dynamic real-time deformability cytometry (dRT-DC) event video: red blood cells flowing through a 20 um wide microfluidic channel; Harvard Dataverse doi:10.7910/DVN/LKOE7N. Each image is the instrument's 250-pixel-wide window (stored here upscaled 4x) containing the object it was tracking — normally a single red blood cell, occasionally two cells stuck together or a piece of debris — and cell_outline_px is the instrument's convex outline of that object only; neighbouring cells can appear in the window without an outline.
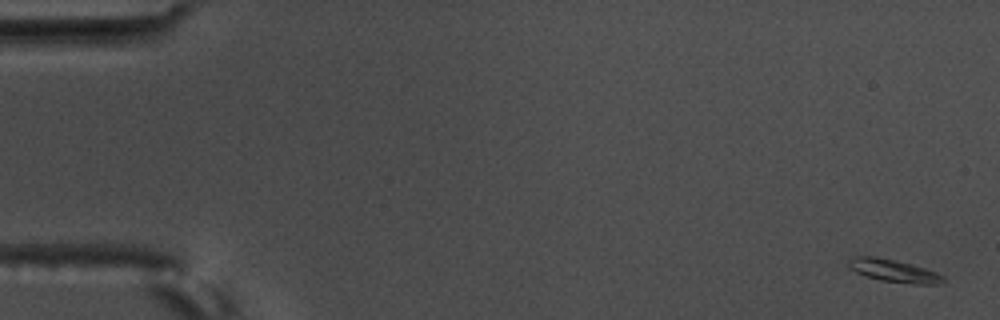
{"species": "common noctule bat (a hibernating species)", "species_latin": "Nyctalus noctula", "temperature_condition": "warm", "stored_images_in_passage": 5, "camera_frame_rate_fps": 3000, "um_per_image_px": 0.085, "animal": {"sex": "male", "body_mass_g": 17.5, "forearm_length_mm": 52.3}, "frame": {"image": 1, "passage_image": 1, "time_ms": 0.0, "image_size_px": [1000, 320], "cell_outline_px": [[944, 280], [940, 284], [916, 284], [880, 280], [864, 276], [848, 268], [848, 260], [856, 256], [876, 256], [896, 260], [912, 264], [936, 272], [944, 276]], "centroid_in_image_um": [75.94, 23.01], "position_along_channel_um": 9.1, "area_um2": 12.54}}
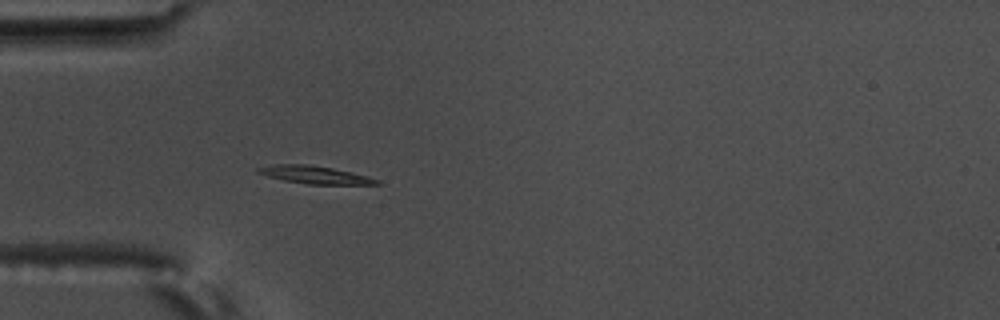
{"frame": {"image": 2, "passage_image": 5, "time_ms": 1.333, "image_size_px": [1000, 320], "cell_outline_px": [[380, 184], [308, 184], [284, 180], [268, 176], [256, 172], [256, 168], [272, 164], [308, 164], [332, 168], [352, 172], [368, 176], [380, 180]], "centroid_in_image_um": [26.75, 14.85], "position_along_channel_um": 58.3, "area_um2": 12.2}}